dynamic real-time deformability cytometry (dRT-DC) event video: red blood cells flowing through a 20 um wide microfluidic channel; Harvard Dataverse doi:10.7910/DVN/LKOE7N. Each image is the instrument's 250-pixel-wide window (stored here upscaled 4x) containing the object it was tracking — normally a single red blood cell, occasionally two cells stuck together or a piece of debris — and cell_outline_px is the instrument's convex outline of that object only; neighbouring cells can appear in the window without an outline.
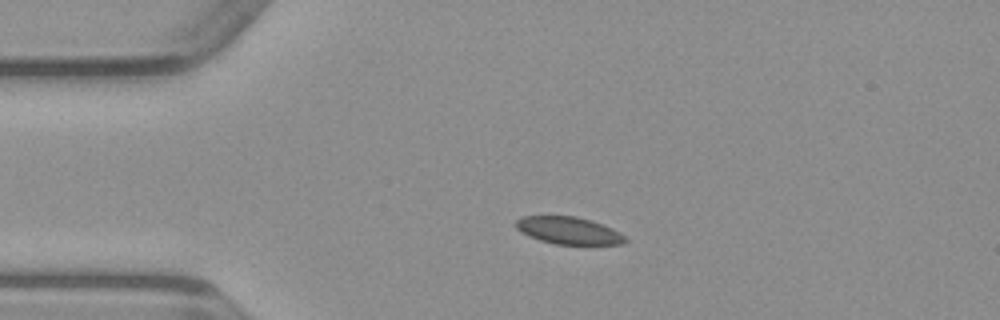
{"species": "common noctule bat (a hibernating species)", "species_latin": "Nyctalus noctula", "temperature_condition": "warm", "stored_images_in_passage": 40, "camera_frame_rate_fps": 3000, "um_per_image_px": 0.085, "animal": {"sex": "male", "body_mass_g": 23.1, "forearm_length_mm": 52.7}, "frame": {"image": 1, "passage_image": 10, "time_ms": 3.0, "image_size_px": [1000, 320], "cell_outline_px": [[628, 240], [620, 244], [556, 244], [540, 240], [528, 236], [516, 228], [516, 220], [524, 216], [576, 216], [592, 220], [612, 228], [624, 236]], "centroid_in_image_um": [48.32, 19.59], "position_along_channel_um": 36.7, "area_um2": 17.22}}
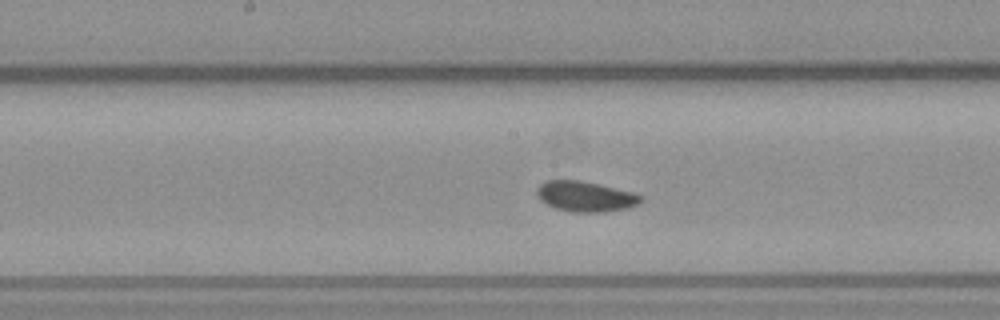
{"frame": {"image": 2, "passage_image": 24, "time_ms": 7.667, "image_size_px": [1000, 320], "cell_outline_px": [[640, 200], [636, 204], [628, 208], [604, 212], [572, 212], [556, 208], [540, 200], [536, 192], [540, 184], [548, 180], [580, 180], [632, 192], [640, 196]], "centroid_in_image_um": [49.72, 16.7], "position_along_channel_um": 198.5, "area_um2": 18.03}}
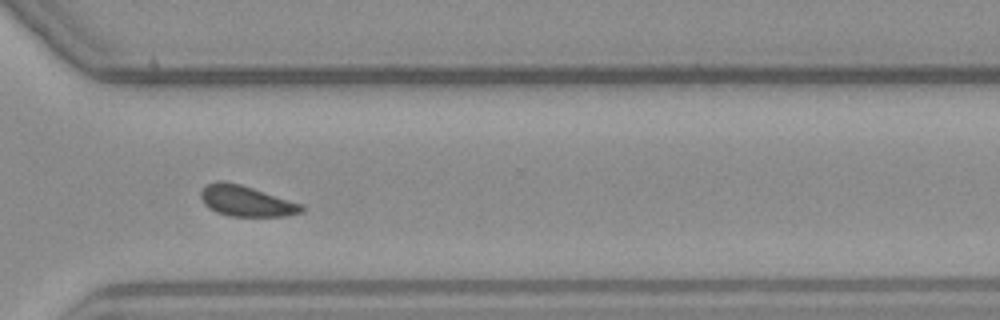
{"frame": {"image": 3, "passage_image": 35, "time_ms": 11.333, "image_size_px": [1000, 320], "cell_outline_px": [[304, 212], [288, 216], [228, 216], [216, 212], [204, 204], [200, 196], [200, 192], [208, 184], [216, 180], [224, 180], [240, 184], [300, 204], [304, 208]], "centroid_in_image_um": [20.89, 17.09], "position_along_channel_um": 349.7, "area_um2": 17.86}}